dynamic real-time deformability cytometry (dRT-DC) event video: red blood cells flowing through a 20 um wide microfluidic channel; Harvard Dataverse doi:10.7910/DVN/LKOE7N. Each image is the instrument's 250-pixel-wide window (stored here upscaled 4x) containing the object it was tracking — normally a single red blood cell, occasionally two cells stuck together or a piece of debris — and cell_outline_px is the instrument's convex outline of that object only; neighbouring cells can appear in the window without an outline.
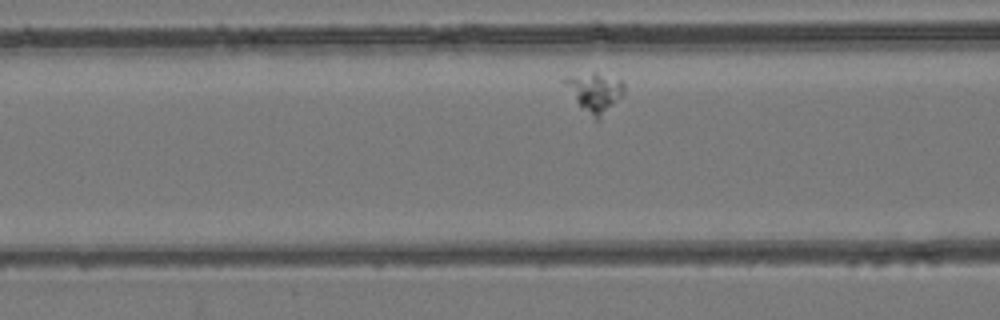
{"species": "common noctule bat (a hibernating species)", "species_latin": "Nyctalus noctula", "temperature_condition": "room temperature", "stored_images_in_passage": 30, "camera_frame_rate_fps": 3000, "um_per_image_px": 0.085, "animal": {"sex": "female", "body_mass_g": 24.6, "forearm_length_mm": 56.2}, "frame": {"image": 1, "passage_image": 6, "time_ms": 1.667, "image_size_px": [1000, 320], "cell_outline_px": [[624, 92], [600, 120], [596, 120], [576, 100], [560, 80], [568, 76], [592, 72], [596, 72], [624, 80]], "centroid_in_image_um": [50.57, 7.79], "position_along_channel_um": 116.0, "area_um2": 13.35}}
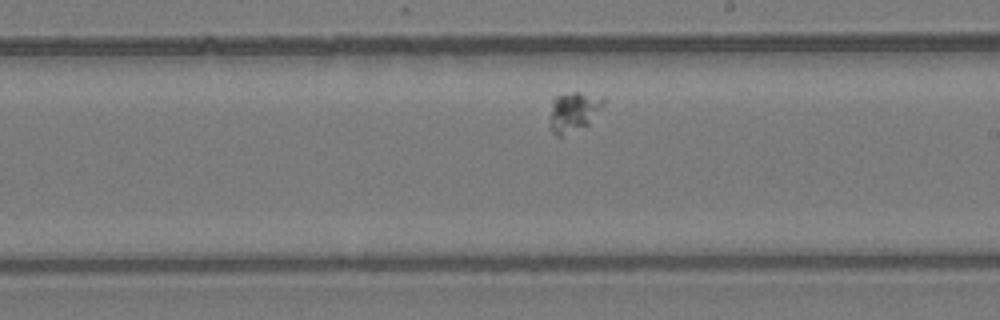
{"frame": {"image": 2, "passage_image": 16, "time_ms": 5.0, "image_size_px": [1000, 320], "cell_outline_px": [[604, 104], [588, 124], [560, 136], [556, 136], [552, 132], [552, 100], [556, 96], [572, 92], [580, 92], [604, 96]], "centroid_in_image_um": [48.8, 9.45], "position_along_channel_um": 240.2, "area_um2": 11.96}}
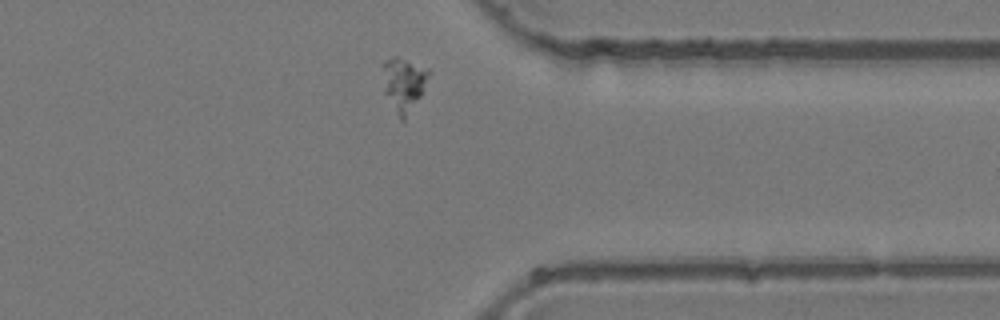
{"frame": {"image": 3, "passage_image": 27, "time_ms": 8.667, "image_size_px": [1000, 320], "cell_outline_px": [[428, 76], [420, 96], [404, 120], [400, 120], [384, 92], [384, 60], [392, 56], [396, 56], [428, 68]], "centroid_in_image_um": [34.3, 7.14], "position_along_channel_um": 377.1, "area_um2": 13.87}}